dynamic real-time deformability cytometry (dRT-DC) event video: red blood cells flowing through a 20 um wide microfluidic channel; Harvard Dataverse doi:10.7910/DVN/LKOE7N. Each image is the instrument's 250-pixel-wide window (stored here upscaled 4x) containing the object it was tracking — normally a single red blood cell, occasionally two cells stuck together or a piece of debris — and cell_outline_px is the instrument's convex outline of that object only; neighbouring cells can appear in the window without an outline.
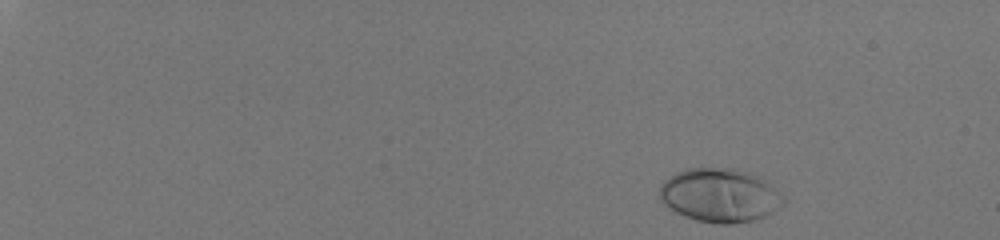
{"species": "human", "species_latin": "Homo sapiens", "temperature_condition": "room temperature", "stored_images_in_passage": 45, "camera_frame_rate_fps": 3000, "um_per_image_px": 0.085, "donor": {"sex": "male"}, "frame": {"image": 1, "passage_image": 3, "time_ms": 0.667, "image_size_px": [1000, 240], "cell_outline_px": [[788, 200], [784, 204], [772, 212], [764, 216], [752, 220], [732, 224], [720, 224], [696, 220], [684, 216], [676, 212], [664, 204], [660, 200], [660, 184], [664, 180], [688, 168], [736, 168], [760, 176], [784, 196]], "centroid_in_image_um": [61.21, 16.6], "position_along_channel_um": 23.8, "area_um2": 38.78}}
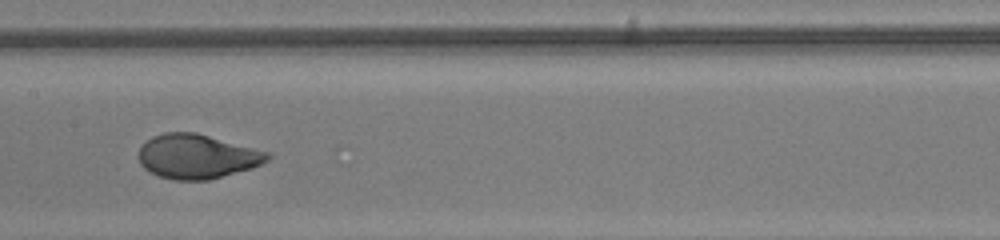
{"frame": {"image": 2, "passage_image": 29, "time_ms": 9.333, "image_size_px": [1000, 240], "cell_outline_px": [[272, 156], [268, 160], [252, 168], [208, 180], [172, 180], [148, 172], [140, 164], [136, 156], [140, 144], [152, 136], [164, 132], [196, 132], [268, 152]], "centroid_in_image_um": [16.67, 13.29], "position_along_channel_um": 190.7, "area_um2": 33.58}}
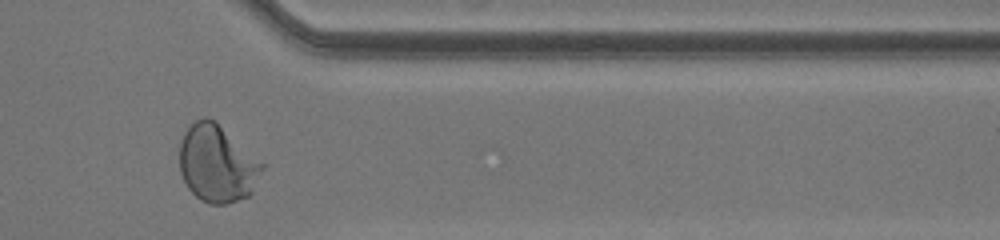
{"frame": {"image": 3, "passage_image": 44, "time_ms": 14.333, "image_size_px": [1000, 240], "cell_outline_px": [[264, 168], [252, 192], [248, 196], [228, 204], [208, 204], [200, 200], [188, 188], [180, 172], [180, 140], [184, 132], [196, 120], [204, 116], [216, 120], [264, 164]], "centroid_in_image_um": [18.45, 13.91], "position_along_channel_um": 392.9, "area_um2": 37.34}, "authors_computed_cell_mechanics": {"area_um2": 33.7552, "velocity_mm_per_s": 4.0845, "shape_relaxation_time_tau1_ms": 3.1285, "shape_relaxation_time_tau2_ms": null, "deformation_change_tau1": 0.2067, "deformation_change_tau2": null}}